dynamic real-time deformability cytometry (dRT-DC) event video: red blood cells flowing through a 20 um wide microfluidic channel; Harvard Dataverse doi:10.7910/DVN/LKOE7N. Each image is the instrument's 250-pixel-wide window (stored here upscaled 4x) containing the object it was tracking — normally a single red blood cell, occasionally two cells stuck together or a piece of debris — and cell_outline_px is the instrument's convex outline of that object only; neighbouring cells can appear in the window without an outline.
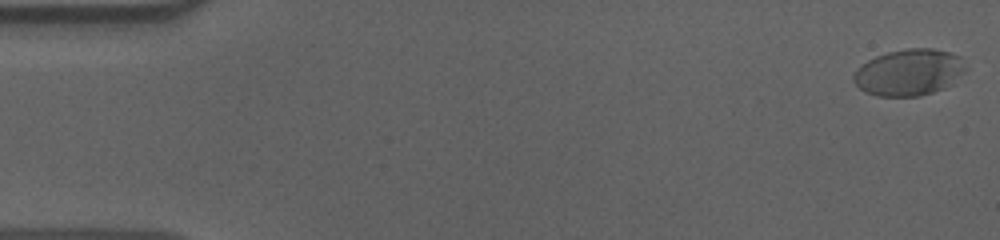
{"species": "human", "species_latin": "Homo sapiens", "temperature_condition": "cold", "stored_images_in_passage": 57, "camera_frame_rate_fps": 3000, "um_per_image_px": 0.085, "donor": {"sex": "male"}, "frame": {"image": 1, "passage_image": 1, "time_ms": 0.0, "image_size_px": [1000, 240], "cell_outline_px": [[964, 68], [944, 88], [920, 96], [876, 96], [864, 92], [852, 80], [852, 76], [868, 60], [876, 56], [888, 52], [908, 48], [932, 48], [948, 52], [960, 56]], "centroid_in_image_um": [77.2, 6.15], "position_along_channel_um": 7.8, "area_um2": 29.65}}
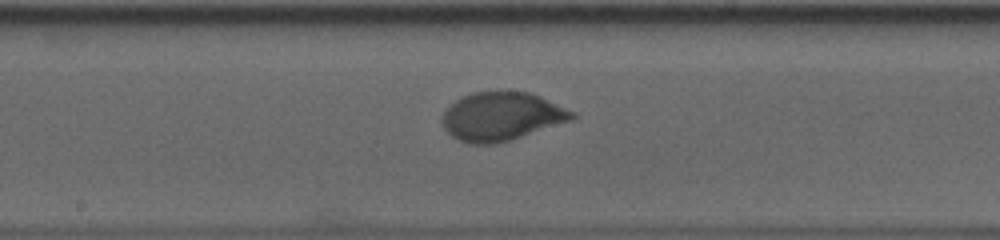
{"frame": {"image": 2, "passage_image": 30, "time_ms": 9.667, "image_size_px": [1000, 240], "cell_outline_px": [[576, 116], [572, 120], [496, 144], [468, 144], [452, 136], [444, 128], [444, 112], [456, 100], [472, 92], [528, 92], [540, 96], [576, 112]], "centroid_in_image_um": [42.66, 9.9], "position_along_channel_um": 205.5, "area_um2": 36.13}}
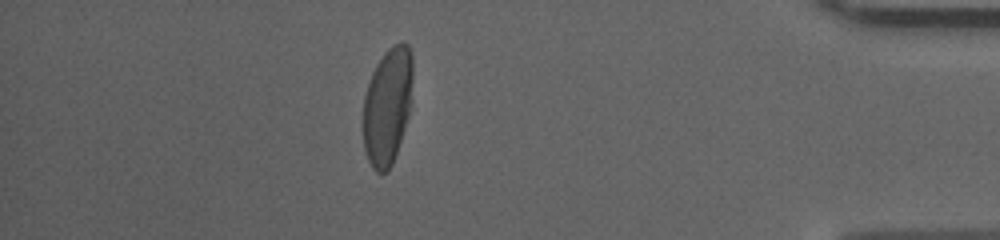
{"frame": {"image": 3, "passage_image": 50, "time_ms": 16.333, "image_size_px": [1000, 240], "cell_outline_px": [[412, 76], [408, 116], [392, 164], [388, 172], [376, 172], [372, 168], [368, 160], [364, 148], [364, 96], [372, 72], [376, 64], [384, 52], [392, 44], [408, 44], [412, 52]], "centroid_in_image_um": [32.92, 9.0], "position_along_channel_um": 402.3, "area_um2": 33.41}, "authors_computed_cell_mechanics": {"area_um2": 34.4488, "velocity_mm_per_s": 3.6049, "shape_relaxation_time_tau1_ms": 4.6813, "shape_relaxation_time_tau2_ms": null, "deformation_change_tau1": 0.194, "deformation_change_tau2": null}}